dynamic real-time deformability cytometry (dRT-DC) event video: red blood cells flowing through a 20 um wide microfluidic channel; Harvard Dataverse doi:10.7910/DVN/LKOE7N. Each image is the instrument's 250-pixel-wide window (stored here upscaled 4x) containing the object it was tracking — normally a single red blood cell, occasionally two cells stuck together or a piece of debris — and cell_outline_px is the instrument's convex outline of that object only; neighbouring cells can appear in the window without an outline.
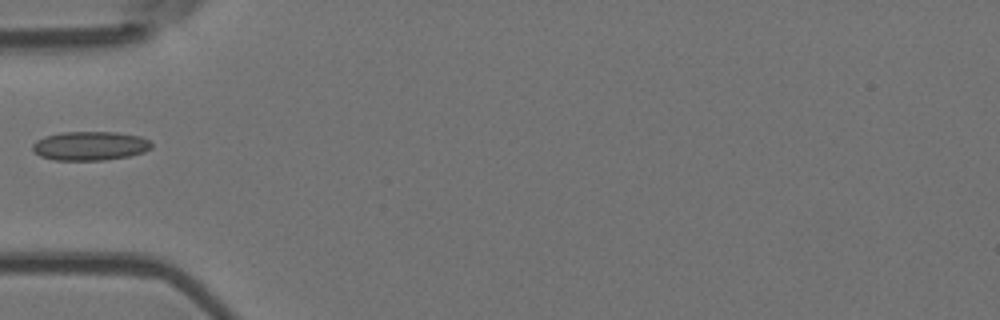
{"species": "Egyptian fruit bat (a non-hibernating species)", "species_latin": "Rousettus aegyptiacus", "temperature_condition": "room temperature", "stored_images_in_passage": 6, "camera_frame_rate_fps": 3000, "um_per_image_px": 0.085, "animal": {"sex": "female"}, "frame": {"image": 1, "passage_image": 6, "time_ms": 1.667, "image_size_px": [1000, 320], "cell_outline_px": [[152, 148], [144, 152], [128, 156], [104, 160], [52, 160], [40, 156], [32, 148], [32, 144], [36, 140], [44, 136], [60, 132], [116, 132], [140, 136], [148, 140], [152, 144]], "centroid_in_image_um": [7.64, 12.39], "position_along_channel_um": 77.4, "area_um2": 20.17}}